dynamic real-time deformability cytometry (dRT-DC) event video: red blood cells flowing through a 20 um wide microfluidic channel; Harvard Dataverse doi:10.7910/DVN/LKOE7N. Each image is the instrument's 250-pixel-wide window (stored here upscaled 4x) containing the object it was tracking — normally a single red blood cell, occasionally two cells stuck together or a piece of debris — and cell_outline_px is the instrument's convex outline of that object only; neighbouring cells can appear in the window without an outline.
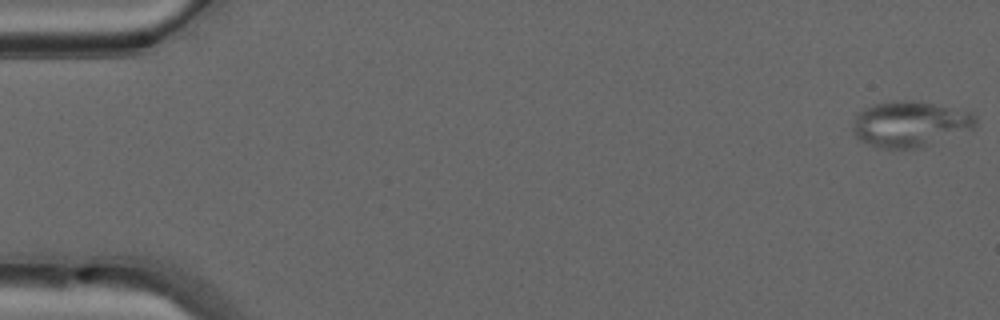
{"species": "common noctule bat (a hibernating species)", "species_latin": "Nyctalus noctula", "temperature_condition": "warm", "stored_images_in_passage": 50, "camera_frame_rate_fps": 3000, "um_per_image_px": 0.085, "animal": {"sex": "male", "forearm_length_mm": 52.5}, "frame": {"image": 1, "passage_image": 1, "time_ms": 0.0, "image_size_px": [1000, 320], "cell_outline_px": [[976, 124], [972, 128], [924, 148], [880, 148], [860, 140], [852, 132], [852, 124], [856, 112], [872, 104], [896, 100], [916, 100], [972, 112], [976, 116]], "centroid_in_image_um": [77.32, 10.53], "position_along_channel_um": 7.7, "area_um2": 33.0}}
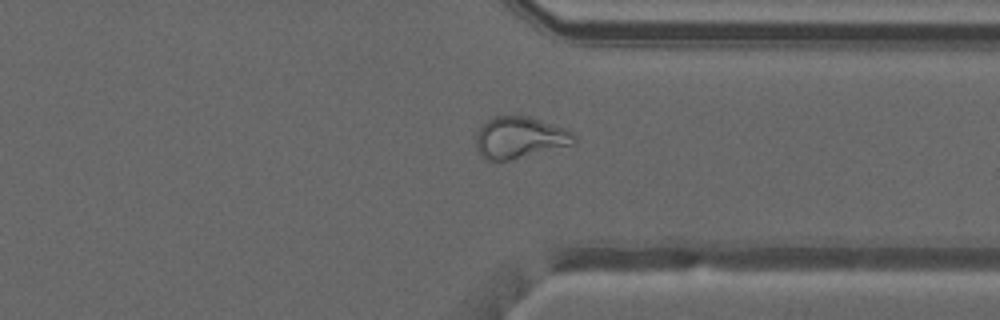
{"frame": {"image": 2, "passage_image": 38, "time_ms": 12.333, "image_size_px": [1000, 320], "cell_outline_px": [[576, 140], [572, 144], [508, 160], [484, 160], [480, 156], [476, 148], [476, 136], [480, 128], [492, 116], [528, 116], [564, 128], [572, 132], [576, 136]], "centroid_in_image_um": [44.14, 11.69], "position_along_channel_um": 367.3, "area_um2": 23.41}}
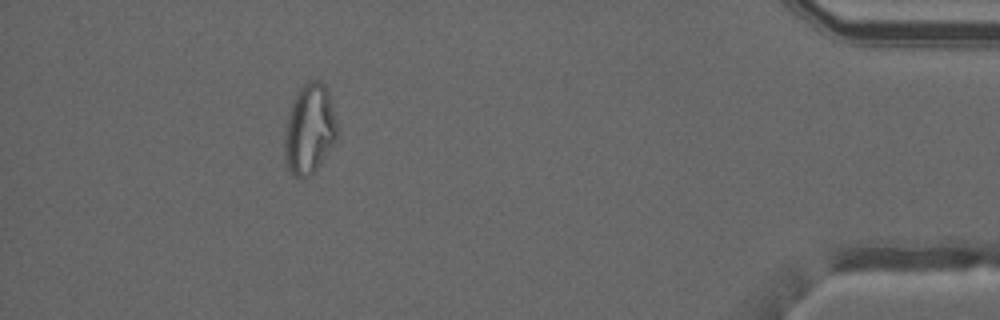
{"frame": {"image": 3, "passage_image": 45, "time_ms": 14.667, "image_size_px": [1000, 320], "cell_outline_px": [[336, 140], [320, 164], [308, 176], [296, 176], [288, 168], [284, 160], [284, 132], [292, 100], [296, 92], [308, 80], [320, 80], [324, 84], [328, 92], [336, 124]], "centroid_in_image_um": [26.27, 10.95], "position_along_channel_um": 408.9, "area_um2": 27.22}, "authors_computed_cell_mechanics": {"area_um2": 26.9926, "velocity_mm_per_s": 4.1422, "shape_relaxation_time_tau1_ms": null, "shape_relaxation_time_tau2_ms": 1.5115, "deformation_change_tau1": null, "deformation_change_tau2": 0.0825}}